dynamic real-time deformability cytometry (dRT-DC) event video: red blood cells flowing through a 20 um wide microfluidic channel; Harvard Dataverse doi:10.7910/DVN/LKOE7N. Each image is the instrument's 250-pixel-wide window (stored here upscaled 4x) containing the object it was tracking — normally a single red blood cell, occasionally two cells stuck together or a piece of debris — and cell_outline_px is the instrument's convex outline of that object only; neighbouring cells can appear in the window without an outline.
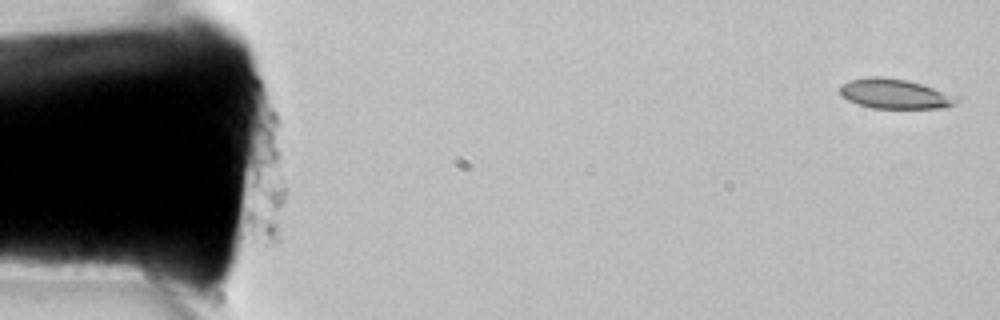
{"species": "common noctule bat (a hibernating species)", "species_latin": "Nyctalus noctula", "temperature_condition": "room temperature", "stored_images_in_passage": 8, "segment_of_instrument_passage": [1, 2], "camera_frame_rate_fps": 3000, "um_per_image_px": 0.085, "animal": {"sex": "female", "body_mass_g": 22.7, "forearm_length_mm": 54.2}, "frame": {"image": 1, "passage_image": 1, "time_ms": 0.0, "image_size_px": [1000, 320], "cell_outline_px": [[960, 100], [956, 104], [944, 108], [872, 108], [848, 100], [840, 96], [840, 84], [848, 80], [868, 76], [880, 76], [908, 80], [960, 96]], "centroid_in_image_um": [76.08, 7.97], "position_along_channel_um": 8.9, "area_um2": 20.58}}